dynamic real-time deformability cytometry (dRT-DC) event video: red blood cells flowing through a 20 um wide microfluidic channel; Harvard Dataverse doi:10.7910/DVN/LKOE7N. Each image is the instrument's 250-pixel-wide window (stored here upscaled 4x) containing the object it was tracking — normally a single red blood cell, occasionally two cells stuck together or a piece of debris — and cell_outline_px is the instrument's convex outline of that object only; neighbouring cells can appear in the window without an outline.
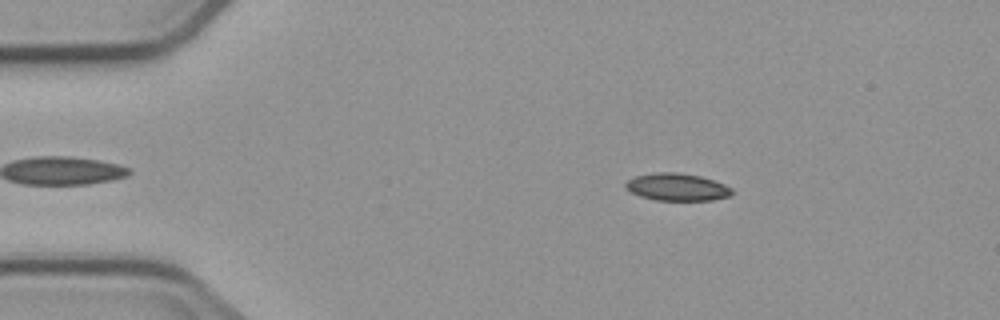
{"species": "common noctule bat (a hibernating species)", "species_latin": "Nyctalus noctula", "temperature_condition": "cold", "stored_images_in_passage": 3, "camera_frame_rate_fps": 3000, "um_per_image_px": 0.085, "animal": {"sex": "male", "body_mass_g": 23.1, "forearm_length_mm": 52.7}, "frame": {"image": 1, "passage_image": 1, "time_ms": 0.0, "image_size_px": [1000, 320], "cell_outline_px": [[732, 196], [712, 200], [656, 200], [640, 196], [624, 188], [624, 184], [628, 180], [636, 176], [656, 172], [676, 172], [700, 176], [724, 184], [732, 188]], "centroid_in_image_um": [57.55, 15.9], "position_along_channel_um": 27.5, "area_um2": 16.94}}